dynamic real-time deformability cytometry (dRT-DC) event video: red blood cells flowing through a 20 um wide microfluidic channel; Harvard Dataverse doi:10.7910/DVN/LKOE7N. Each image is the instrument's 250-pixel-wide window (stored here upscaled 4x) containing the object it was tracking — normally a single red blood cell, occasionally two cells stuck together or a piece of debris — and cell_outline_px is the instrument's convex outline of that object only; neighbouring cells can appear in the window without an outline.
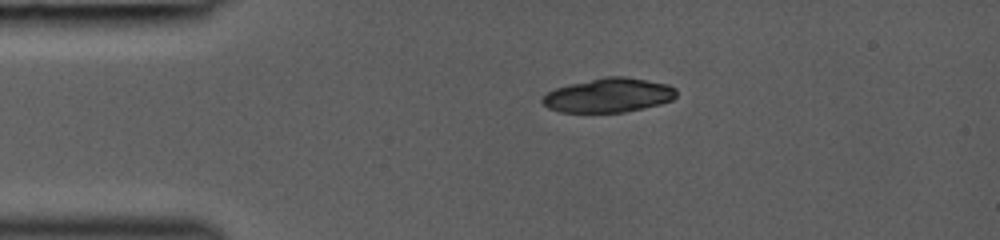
{"species": "common noctule bat (a hibernating species)", "species_latin": "Nyctalus noctula", "temperature_condition": "room temperature", "stored_images_in_passage": 35, "camera_frame_rate_fps": 3000, "um_per_image_px": 0.085, "animal": {"sex": "female", "body_mass_g": 19.0, "forearm_length_mm": 53.3}, "frame": {"image": 1, "passage_image": 1, "time_ms": 0.0, "image_size_px": [1000, 240], "cell_outline_px": [[676, 96], [672, 100], [660, 104], [644, 108], [624, 112], [560, 112], [548, 108], [540, 100], [548, 92], [556, 88], [572, 84], [608, 76], [624, 76], [668, 84], [676, 88]], "centroid_in_image_um": [51.76, 8.11], "position_along_channel_um": 33.2, "area_um2": 26.47}}
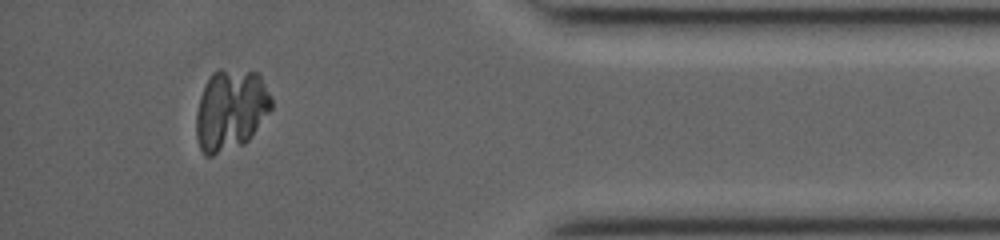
{"frame": {"image": 2, "passage_image": 31, "time_ms": 10.0, "image_size_px": [1000, 240], "cell_outline_px": [[272, 108], [248, 140], [244, 144], [212, 156], [204, 156], [200, 148], [196, 136], [196, 112], [200, 96], [212, 72], [220, 68], [260, 72], [272, 96]], "centroid_in_image_um": [19.62, 9.32], "position_along_channel_um": 415.6, "area_um2": 35.95}}